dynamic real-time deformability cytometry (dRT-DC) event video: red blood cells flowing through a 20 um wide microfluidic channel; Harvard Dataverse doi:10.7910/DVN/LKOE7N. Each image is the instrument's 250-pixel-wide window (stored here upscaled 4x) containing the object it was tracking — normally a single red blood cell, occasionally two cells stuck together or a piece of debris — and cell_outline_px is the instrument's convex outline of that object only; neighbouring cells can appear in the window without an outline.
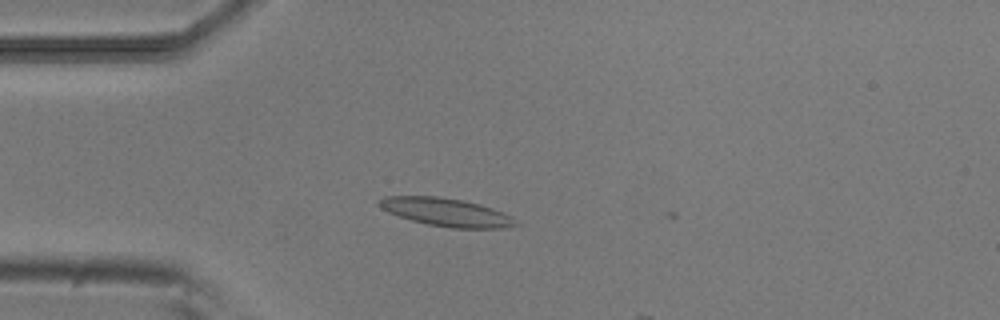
{"species": "common noctule bat (a hibernating species)", "species_latin": "Nyctalus noctula", "temperature_condition": "room temperature", "stored_images_in_passage": 6, "camera_frame_rate_fps": 3000, "um_per_image_px": 0.085, "animal": {"sex": "male", "body_mass_g": 20.5, "forearm_length_mm": 52.5}, "frame": {"image": 1, "passage_image": 4, "time_ms": 1.0, "image_size_px": [1000, 320], "cell_outline_px": [[520, 224], [504, 228], [452, 228], [428, 224], [412, 220], [388, 212], [380, 208], [376, 204], [376, 200], [384, 196], [436, 196], [464, 200], [480, 204], [504, 212], [512, 216]], "centroid_in_image_um": [37.93, 18.03], "position_along_channel_um": 47.1, "area_um2": 22.54}}